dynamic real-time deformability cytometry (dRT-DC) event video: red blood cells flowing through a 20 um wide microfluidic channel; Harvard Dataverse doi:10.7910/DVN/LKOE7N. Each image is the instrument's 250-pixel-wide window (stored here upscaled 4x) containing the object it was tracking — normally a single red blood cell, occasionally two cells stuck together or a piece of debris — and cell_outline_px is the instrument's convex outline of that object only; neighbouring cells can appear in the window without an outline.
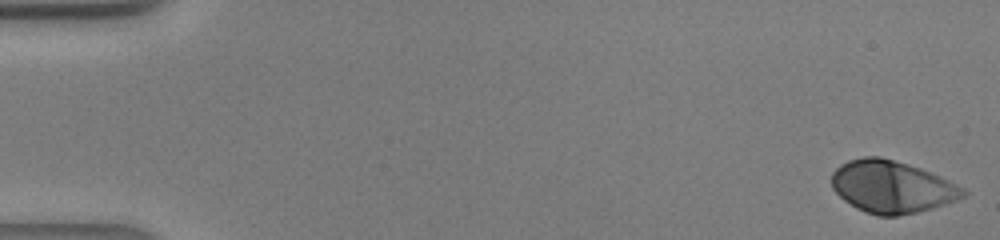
{"species": "human", "species_latin": "Homo sapiens", "temperature_condition": "warm", "stored_images_in_passage": 42, "camera_frame_rate_fps": 3000, "um_per_image_px": 0.085, "donor": {"sex": "male"}, "frame": {"image": 1, "passage_image": 1, "time_ms": 0.0, "image_size_px": [1000, 240], "cell_outline_px": [[968, 192], [964, 196], [956, 200], [932, 208], [916, 212], [896, 216], [876, 216], [864, 212], [856, 208], [844, 200], [832, 188], [832, 172], [840, 164], [848, 160], [864, 156], [880, 156], [908, 164], [932, 172], [964, 188]], "centroid_in_image_um": [75.79, 15.87], "position_along_channel_um": 9.2, "area_um2": 40.06}}
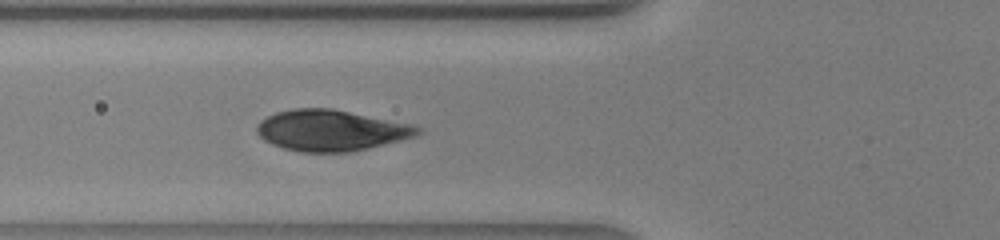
{"frame": {"image": 2, "passage_image": 16, "time_ms": 5.0, "image_size_px": [1000, 240], "cell_outline_px": [[424, 132], [416, 136], [352, 152], [300, 152], [284, 148], [272, 144], [264, 140], [256, 132], [256, 124], [260, 120], [276, 112], [292, 108], [332, 108], [412, 124], [424, 128]], "centroid_in_image_um": [28.15, 11.08], "position_along_channel_um": 97.7, "area_um2": 38.67}}
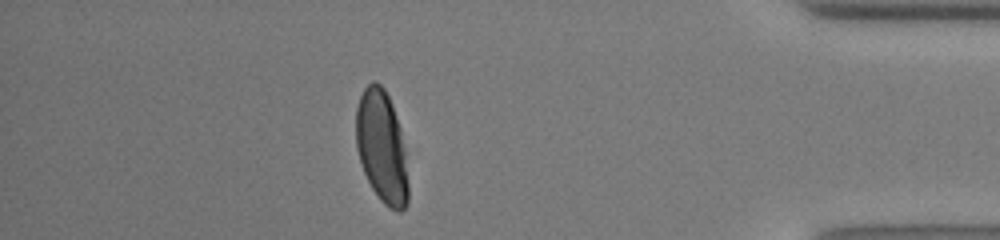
{"frame": {"image": 3, "passage_image": 37, "time_ms": 12.0, "image_size_px": [1000, 240], "cell_outline_px": [[408, 204], [400, 212], [396, 212], [388, 208], [380, 200], [372, 188], [364, 172], [356, 148], [356, 108], [360, 96], [364, 88], [372, 80], [376, 80], [384, 88], [392, 104], [400, 128], [404, 148], [408, 184]], "centroid_in_image_um": [32.44, 12.49], "position_along_channel_um": 402.8, "area_um2": 34.28}}